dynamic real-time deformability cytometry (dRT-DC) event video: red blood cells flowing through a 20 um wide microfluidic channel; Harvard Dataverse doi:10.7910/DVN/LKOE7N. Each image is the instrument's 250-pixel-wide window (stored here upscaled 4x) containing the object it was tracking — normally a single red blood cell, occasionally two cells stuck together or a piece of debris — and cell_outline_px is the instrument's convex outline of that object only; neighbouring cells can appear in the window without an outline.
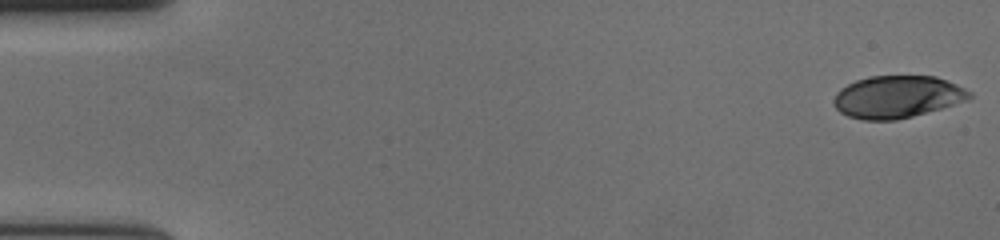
{"species": "human", "species_latin": "Homo sapiens", "temperature_condition": "cold", "stored_images_in_passage": 58, "camera_frame_rate_fps": 3000, "um_per_image_px": 0.085, "donor": {"sex": "female"}, "frame": {"image": 1, "passage_image": 1, "time_ms": 0.0, "image_size_px": [1000, 240], "cell_outline_px": [[972, 96], [968, 100], [912, 116], [896, 120], [864, 120], [848, 116], [840, 112], [832, 104], [832, 100], [836, 92], [840, 88], [856, 80], [868, 76], [936, 76], [948, 80], [972, 92]], "centroid_in_image_um": [76.24, 8.22], "position_along_channel_um": 8.8, "area_um2": 33.52}}
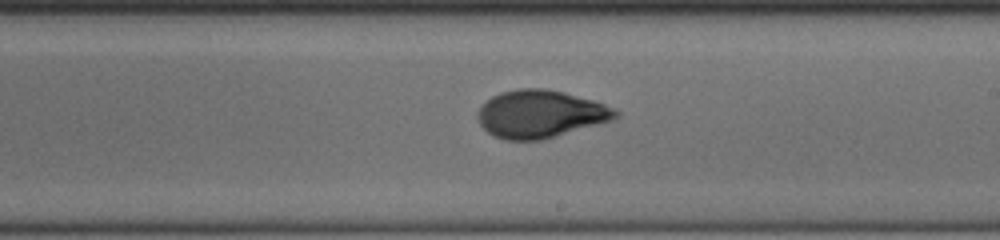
{"frame": {"image": 2, "passage_image": 34, "time_ms": 11.0, "image_size_px": [1000, 240], "cell_outline_px": [[620, 116], [612, 120], [544, 140], [504, 140], [492, 136], [480, 124], [476, 116], [476, 112], [492, 96], [500, 92], [516, 88], [544, 88], [564, 92], [592, 100], [616, 108], [620, 112]], "centroid_in_image_um": [45.93, 9.69], "position_along_channel_um": 243.1, "area_um2": 38.55}}
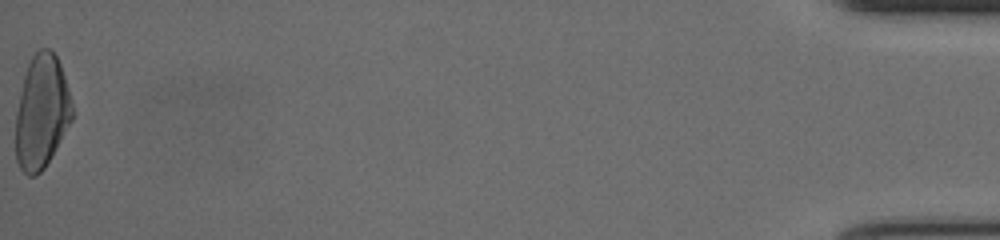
{"frame": {"image": 3, "passage_image": 58, "time_ms": 19.0, "image_size_px": [1000, 240], "cell_outline_px": [[72, 120], [44, 168], [36, 176], [28, 176], [20, 168], [16, 160], [16, 112], [24, 76], [28, 64], [32, 56], [40, 48], [48, 48], [56, 56], [60, 64], [68, 88], [72, 104]], "centroid_in_image_um": [3.53, 9.53], "position_along_channel_um": 431.7, "area_um2": 37.05}, "authors_computed_cell_mechanics": {"area_um2": 36.5874, "velocity_mm_per_s": 3.635, "shape_relaxation_time_tau1_ms": 4.6225, "shape_relaxation_time_tau2_ms": 1.3135, "deformation_change_tau1": 0.197, "deformation_change_tau2": 0.0616}}